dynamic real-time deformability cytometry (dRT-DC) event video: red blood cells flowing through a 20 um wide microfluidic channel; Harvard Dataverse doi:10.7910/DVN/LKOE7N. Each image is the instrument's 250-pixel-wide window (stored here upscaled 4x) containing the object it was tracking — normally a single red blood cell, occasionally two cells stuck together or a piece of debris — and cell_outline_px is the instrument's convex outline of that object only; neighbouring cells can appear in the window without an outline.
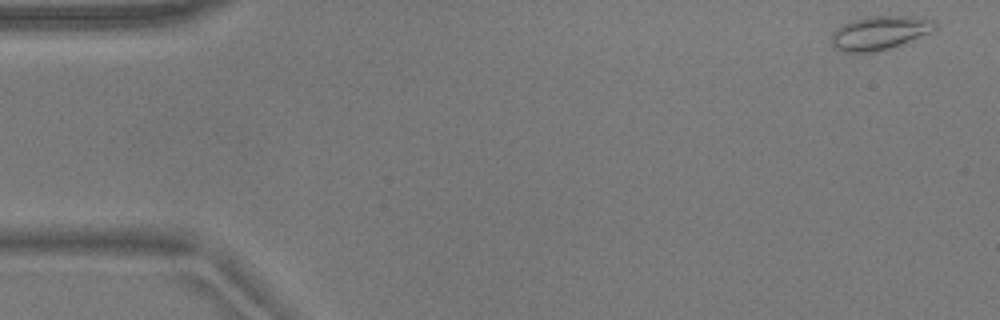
{"species": "common noctule bat (a hibernating species)", "species_latin": "Nyctalus noctula", "temperature_condition": "warm", "stored_images_in_passage": 50, "camera_frame_rate_fps": 3000, "um_per_image_px": 0.085, "animal": {"sex": "male", "body_mass_g": 17.9}, "frame": {"image": 1, "passage_image": 1, "time_ms": 0.0, "image_size_px": [1000, 320], "cell_outline_px": [[936, 28], [928, 32], [900, 44], [888, 48], [872, 52], [844, 52], [836, 48], [832, 44], [832, 32], [836, 28], [844, 24], [856, 20], [872, 16], [912, 16], [936, 20]], "centroid_in_image_um": [74.76, 2.78], "position_along_channel_um": 10.2, "area_um2": 19.83}}
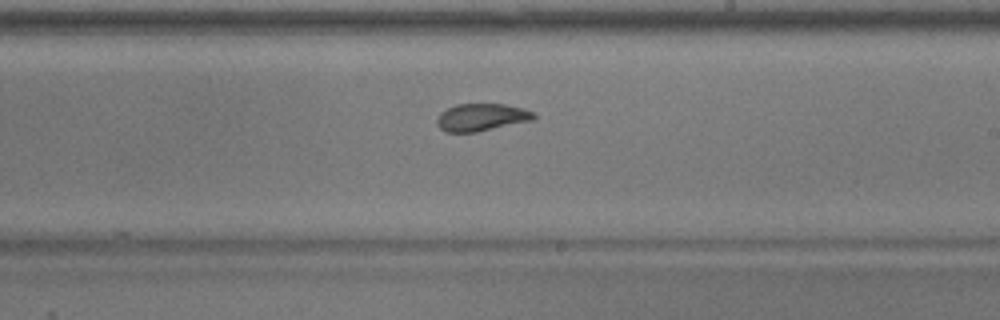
{"frame": {"image": 2, "passage_image": 30, "time_ms": 9.667, "image_size_px": [1000, 320], "cell_outline_px": [[536, 116], [532, 120], [476, 132], [444, 132], [436, 124], [436, 120], [440, 112], [456, 104], [504, 104], [520, 108], [532, 112]], "centroid_in_image_um": [40.86, 9.97], "position_along_channel_um": 248.1, "area_um2": 15.32}}
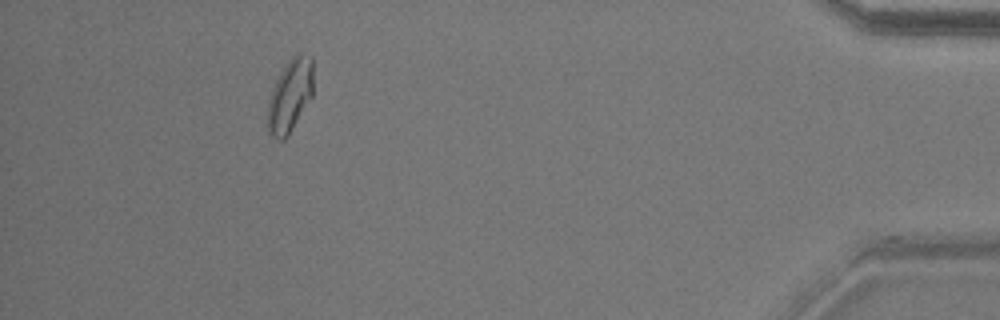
{"frame": {"image": 3, "passage_image": 48, "time_ms": 15.667, "image_size_px": [1000, 320], "cell_outline_px": [[312, 96], [288, 136], [284, 140], [280, 140], [272, 136], [268, 132], [268, 100], [272, 88], [280, 72], [288, 60], [296, 52], [304, 52], [312, 56]], "centroid_in_image_um": [24.65, 8.09], "position_along_channel_um": 410.5, "area_um2": 19.48}, "authors_computed_cell_mechanics": {"area_um2": 16.6753, "velocity_mm_per_s": 3.7172, "shape_relaxation_time_tau1_ms": null, "shape_relaxation_time_tau2_ms": 1.2239, "deformation_change_tau1": null, "deformation_change_tau2": 0.0649}}